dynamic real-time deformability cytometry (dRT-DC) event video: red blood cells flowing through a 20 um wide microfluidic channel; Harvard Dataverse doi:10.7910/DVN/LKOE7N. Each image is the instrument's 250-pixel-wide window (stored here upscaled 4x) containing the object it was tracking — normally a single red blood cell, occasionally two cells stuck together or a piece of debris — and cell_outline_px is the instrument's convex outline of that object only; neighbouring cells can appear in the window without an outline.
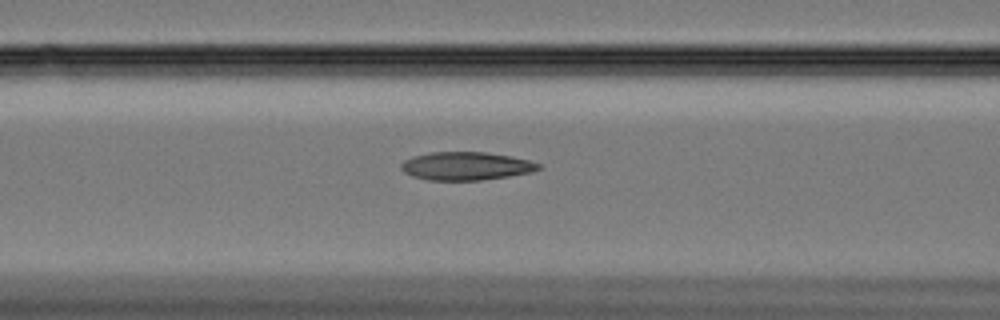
{"species": "Egyptian fruit bat (a non-hibernating species)", "species_latin": "Rousettus aegyptiacus", "temperature_condition": "cold", "stored_images_in_passage": 35, "camera_frame_rate_fps": 3000, "um_per_image_px": 0.085, "animal": {"sex": "female"}, "frame": {"image": 1, "passage_image": 10, "time_ms": 3.0, "image_size_px": [1000, 320], "cell_outline_px": [[544, 168], [532, 172], [508, 176], [480, 180], [428, 180], [412, 176], [404, 172], [400, 168], [400, 164], [404, 160], [412, 156], [432, 152], [484, 152], [512, 156], [544, 164]], "centroid_in_image_um": [39.64, 14.11], "position_along_channel_um": 127.0, "area_um2": 22.77}}
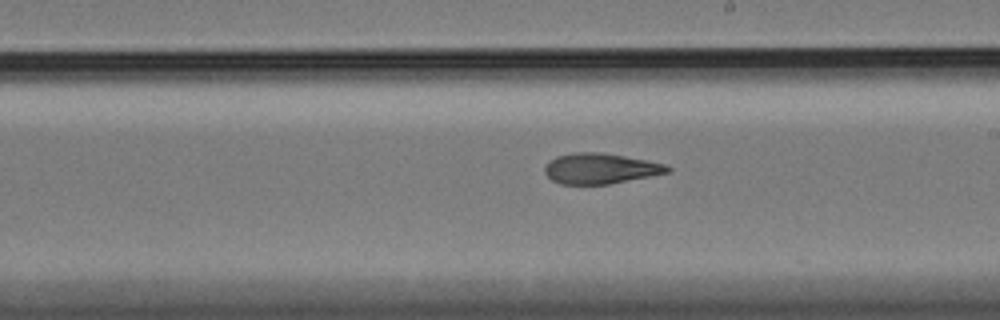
{"frame": {"image": 2, "passage_image": 20, "time_ms": 6.333, "image_size_px": [1000, 320], "cell_outline_px": [[672, 168], [668, 172], [608, 184], [560, 184], [552, 180], [544, 172], [544, 168], [556, 156], [576, 152], [600, 152], [648, 160], [664, 164]], "centroid_in_image_um": [51.01, 14.32], "position_along_channel_um": 238.0, "area_um2": 21.5}}
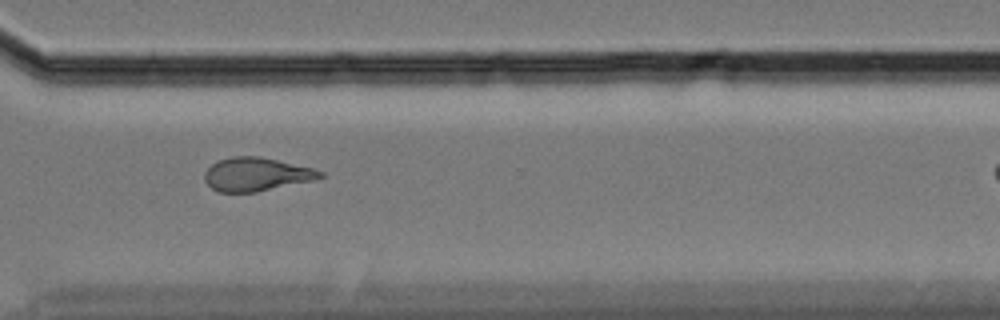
{"frame": {"image": 3, "passage_image": 30, "time_ms": 9.667, "image_size_px": [1000, 320], "cell_outline_px": [[324, 176], [312, 180], [256, 192], [220, 192], [212, 188], [204, 180], [204, 172], [212, 164], [220, 160], [232, 156], [260, 156], [312, 168], [324, 172]], "centroid_in_image_um": [21.76, 14.81], "position_along_channel_um": 348.8, "area_um2": 22.31}}